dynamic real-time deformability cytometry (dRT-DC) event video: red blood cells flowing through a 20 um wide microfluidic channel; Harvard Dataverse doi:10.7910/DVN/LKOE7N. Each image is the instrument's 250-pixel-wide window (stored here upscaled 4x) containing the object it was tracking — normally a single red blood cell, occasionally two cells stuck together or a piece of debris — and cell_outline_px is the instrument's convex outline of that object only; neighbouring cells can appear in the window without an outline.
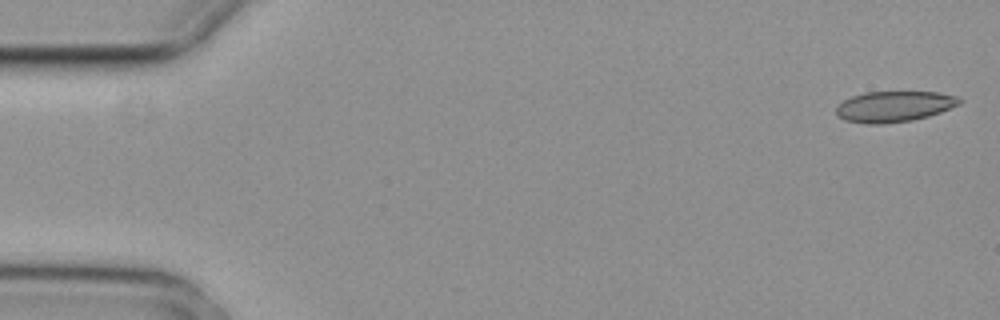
{"species": "common noctule bat (a hibernating species)", "species_latin": "Nyctalus noctula", "temperature_condition": "cold", "stored_images_in_passage": 5, "camera_frame_rate_fps": 3000, "um_per_image_px": 0.085, "animal": {"sex": "female", "body_mass_g": 29.2, "forearm_length_mm": 56.3}, "frame": {"image": 1, "passage_image": 1, "time_ms": 0.0, "image_size_px": [1000, 320], "cell_outline_px": [[964, 100], [960, 104], [940, 112], [928, 116], [912, 120], [884, 124], [864, 124], [844, 120], [836, 116], [836, 108], [844, 100], [852, 96], [864, 92], [936, 92], [960, 96]], "centroid_in_image_um": [76.01, 9.05], "position_along_channel_um": 9.0, "area_um2": 22.31}}
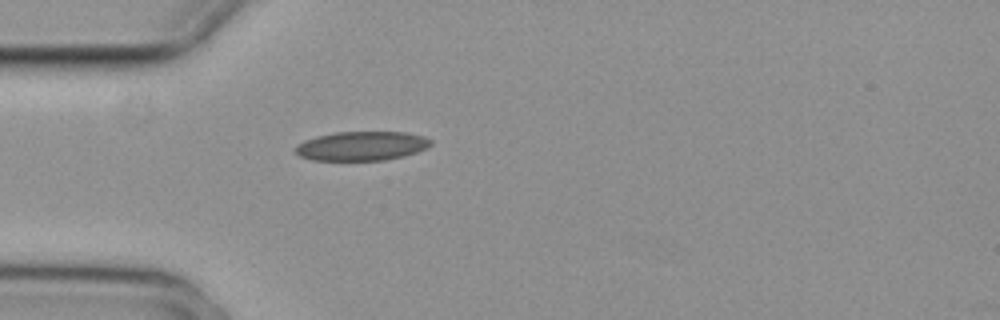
{"frame": {"image": 2, "passage_image": 5, "time_ms": 1.333, "image_size_px": [1000, 320], "cell_outline_px": [[432, 144], [428, 148], [404, 156], [384, 160], [312, 160], [300, 156], [296, 152], [296, 144], [304, 140], [316, 136], [336, 132], [408, 132], [424, 136], [432, 140]], "centroid_in_image_um": [30.77, 12.4], "position_along_channel_um": 54.2, "area_um2": 23.12}}